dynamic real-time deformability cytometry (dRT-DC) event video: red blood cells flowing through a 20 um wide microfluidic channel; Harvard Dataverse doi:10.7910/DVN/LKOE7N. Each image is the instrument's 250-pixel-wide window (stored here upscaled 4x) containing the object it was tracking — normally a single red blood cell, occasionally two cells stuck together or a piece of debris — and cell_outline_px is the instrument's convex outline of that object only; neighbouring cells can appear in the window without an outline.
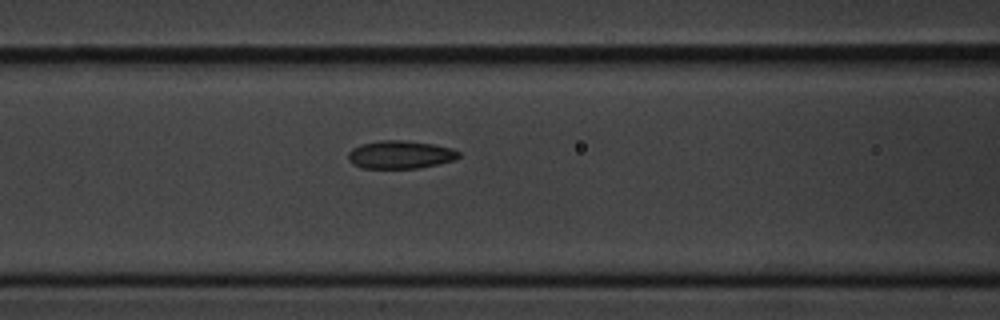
{"species": "common noctule bat (a hibernating species)", "species_latin": "Nyctalus noctula", "temperature_condition": "cold", "stored_images_in_passage": 3, "camera_frame_rate_fps": 3000, "um_per_image_px": 0.085, "animal": {"sex": "male", "body_mass_g": 20.1, "forearm_length_mm": 53.5}, "frame": {"image": 1, "passage_image": 3, "time_ms": 3.333, "image_size_px": [1000, 320], "cell_outline_px": [[460, 156], [456, 160], [420, 168], [364, 168], [352, 164], [348, 160], [348, 152], [352, 148], [360, 144], [380, 140], [404, 140], [432, 144], [452, 148], [460, 152]], "centroid_in_image_um": [34.02, 13.14], "position_along_channel_um": 132.6, "area_um2": 18.21}}